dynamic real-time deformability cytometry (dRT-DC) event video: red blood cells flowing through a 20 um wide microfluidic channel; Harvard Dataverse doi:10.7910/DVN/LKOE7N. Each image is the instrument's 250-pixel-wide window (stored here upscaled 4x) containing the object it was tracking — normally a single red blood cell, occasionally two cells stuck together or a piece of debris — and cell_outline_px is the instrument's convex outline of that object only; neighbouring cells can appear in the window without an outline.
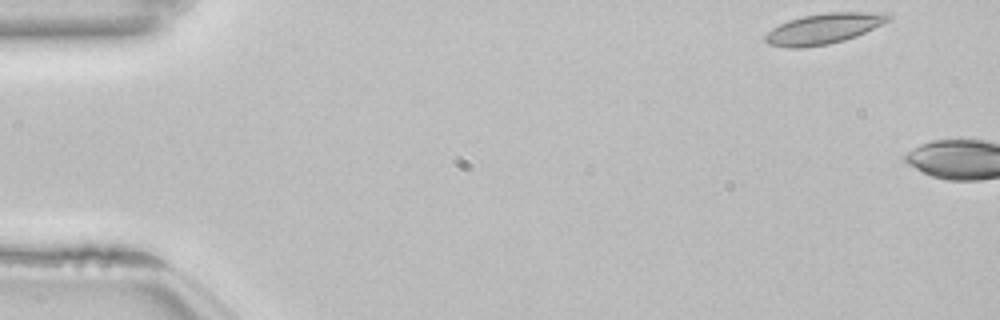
{"species": "common noctule bat (a hibernating species)", "species_latin": "Nyctalus noctula", "temperature_condition": "room temperature", "stored_images_in_passage": 4, "camera_frame_rate_fps": 3000, "um_per_image_px": 0.085, "animal": {"sex": "female", "body_mass_g": 22.7, "forearm_length_mm": 54.2}, "frame": {"image": 1, "passage_image": 1, "time_ms": 0.0, "image_size_px": [1000, 320], "cell_outline_px": [[892, 16], [888, 20], [856, 36], [844, 40], [828, 44], [804, 48], [788, 48], [768, 44], [764, 40], [764, 36], [772, 28], [788, 20], [804, 16], [828, 12], [888, 12]], "centroid_in_image_um": [69.98, 2.44], "position_along_channel_um": 15.0, "area_um2": 21.79}}